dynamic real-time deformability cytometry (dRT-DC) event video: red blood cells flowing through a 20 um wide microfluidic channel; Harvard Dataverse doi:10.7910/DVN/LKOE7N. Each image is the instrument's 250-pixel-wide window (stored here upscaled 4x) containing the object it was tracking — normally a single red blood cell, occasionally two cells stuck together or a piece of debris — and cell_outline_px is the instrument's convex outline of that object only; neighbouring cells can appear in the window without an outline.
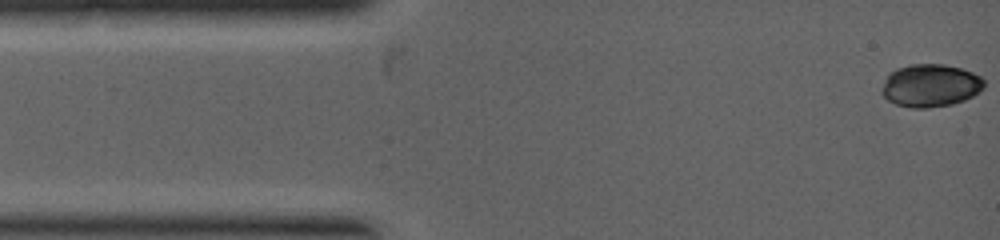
{"species": "common noctule bat (a hibernating species)", "species_latin": "Nyctalus noctula", "temperature_condition": "warm", "stored_images_in_passage": 5, "camera_frame_rate_fps": 5000, "um_per_image_px": 0.085, "animal": {"sex": "female", "body_mass_g": 19.0, "forearm_length_mm": 53.3}, "frame": {"image": 1, "passage_image": 1, "time_ms": 0.0, "image_size_px": [1000, 240], "cell_outline_px": [[984, 88], [980, 92], [964, 100], [952, 104], [928, 108], [912, 108], [896, 104], [888, 100], [880, 92], [888, 72], [896, 68], [912, 64], [944, 64], [960, 68], [972, 72], [980, 76], [984, 80]], "centroid_in_image_um": [79.08, 7.27], "position_along_channel_um": 5.9, "area_um2": 25.66}}
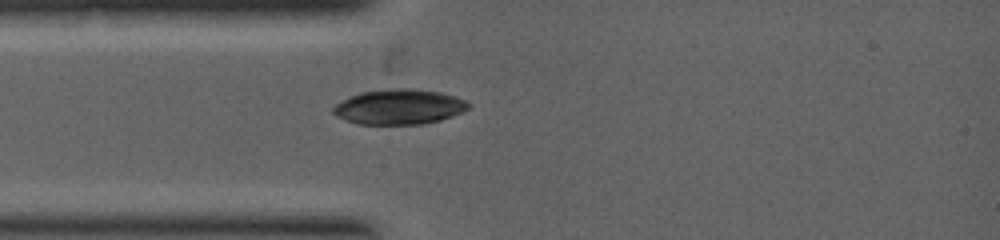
{"frame": {"image": 2, "passage_image": 5, "time_ms": 1.8, "image_size_px": [1000, 240], "cell_outline_px": [[472, 104], [468, 108], [452, 116], [440, 120], [420, 124], [360, 124], [344, 120], [336, 116], [332, 112], [332, 108], [336, 104], [360, 92], [392, 88], [412, 88], [440, 92], [464, 100]], "centroid_in_image_um": [33.91, 9.08], "position_along_channel_um": 51.1, "area_um2": 27.51}}